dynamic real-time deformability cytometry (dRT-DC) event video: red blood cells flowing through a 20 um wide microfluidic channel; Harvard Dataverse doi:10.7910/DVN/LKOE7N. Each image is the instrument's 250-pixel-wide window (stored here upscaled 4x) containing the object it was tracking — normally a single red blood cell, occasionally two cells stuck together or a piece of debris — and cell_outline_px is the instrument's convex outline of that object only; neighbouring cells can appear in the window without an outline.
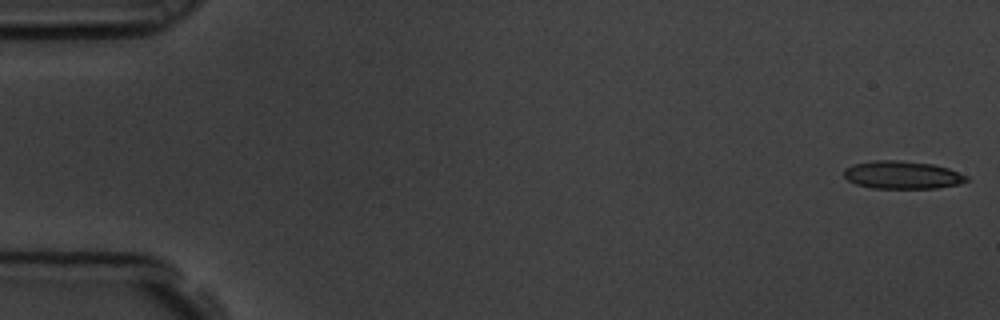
{"species": "common noctule bat (a hibernating species)", "species_latin": "Nyctalus noctula", "temperature_condition": "room temperature", "stored_images_in_passage": 5, "camera_frame_rate_fps": 3000, "um_per_image_px": 0.085, "animal": {"sex": "male", "body_mass_g": 19.5, "forearm_length_mm": 54.6}, "frame": {"image": 1, "passage_image": 1, "time_ms": 0.0, "image_size_px": [1000, 320], "cell_outline_px": [[968, 180], [960, 184], [936, 188], [872, 188], [856, 184], [848, 180], [844, 176], [844, 168], [852, 164], [876, 160], [896, 160], [932, 164], [948, 168], [968, 176]], "centroid_in_image_um": [76.68, 14.87], "position_along_channel_um": 8.3, "area_um2": 19.88}}
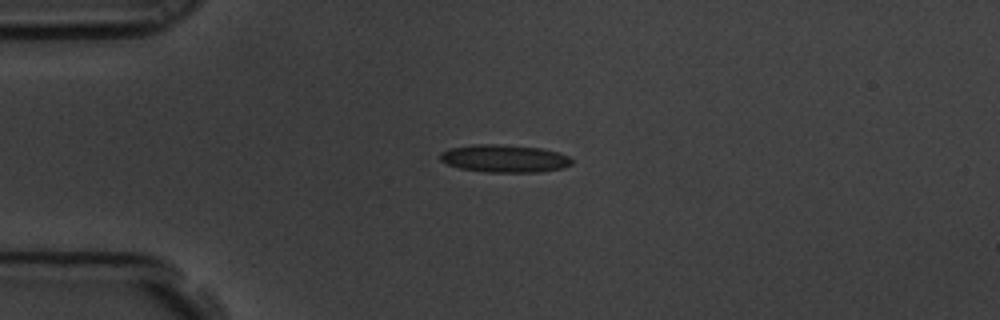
{"frame": {"image": 2, "passage_image": 5, "time_ms": 1.333, "image_size_px": [1000, 320], "cell_outline_px": [[572, 164], [560, 168], [540, 172], [488, 172], [460, 168], [448, 164], [440, 160], [440, 152], [448, 148], [472, 144], [500, 144], [540, 148], [556, 152], [568, 156], [572, 160]], "centroid_in_image_um": [42.83, 13.46], "position_along_channel_um": 42.2, "area_um2": 21.15}}